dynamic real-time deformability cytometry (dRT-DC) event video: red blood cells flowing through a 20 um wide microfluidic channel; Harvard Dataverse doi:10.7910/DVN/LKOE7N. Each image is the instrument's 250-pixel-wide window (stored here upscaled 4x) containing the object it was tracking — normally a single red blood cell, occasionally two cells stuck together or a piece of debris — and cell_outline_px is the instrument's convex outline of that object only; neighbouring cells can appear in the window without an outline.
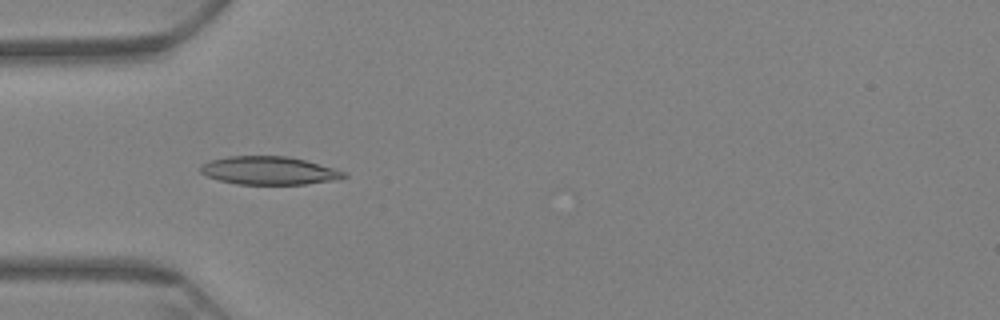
{"species": "Egyptian fruit bat (a non-hibernating species)", "species_latin": "Rousettus aegyptiacus", "temperature_condition": "warm", "stored_images_in_passage": 55, "camera_frame_rate_fps": 3000, "um_per_image_px": 0.085, "animal": {"sex": "female"}, "frame": {"image": 1, "passage_image": 21, "time_ms": 6.667, "image_size_px": [1000, 320], "cell_outline_px": [[348, 176], [336, 180], [304, 184], [236, 184], [220, 180], [208, 176], [200, 172], [200, 164], [212, 160], [228, 156], [288, 156], [304, 160], [332, 168], [344, 172]], "centroid_in_image_um": [22.84, 14.5], "position_along_channel_um": 62.2, "area_um2": 23.29}}
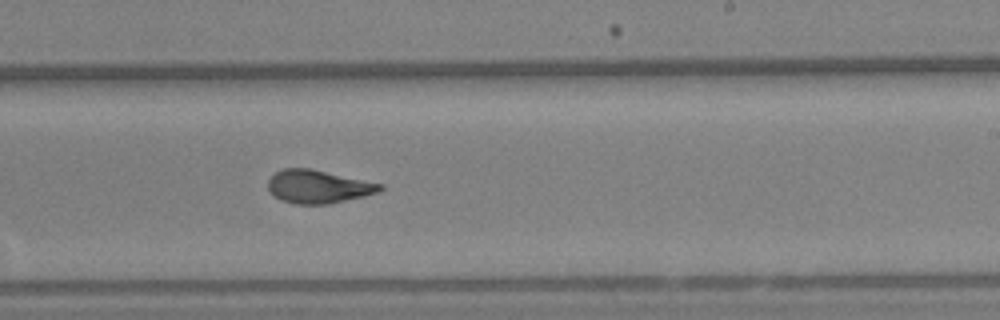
{"frame": {"image": 2, "passage_image": 40, "time_ms": 13.0, "image_size_px": [1000, 320], "cell_outline_px": [[384, 188], [376, 192], [364, 196], [328, 204], [296, 204], [280, 200], [268, 188], [268, 180], [276, 172], [284, 168], [308, 168], [384, 184]], "centroid_in_image_um": [27.05, 15.86], "position_along_channel_um": 262.0, "area_um2": 21.39}}
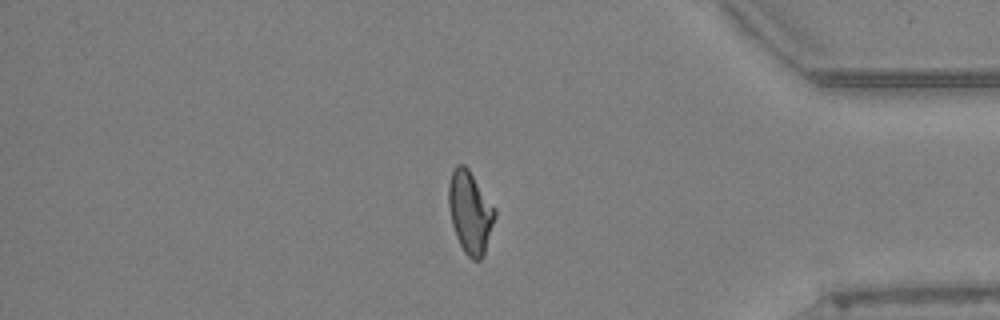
{"frame": {"image": 3, "passage_image": 55, "time_ms": 18.0, "image_size_px": [1000, 320], "cell_outline_px": [[496, 216], [484, 256], [480, 260], [472, 260], [464, 252], [456, 236], [452, 224], [448, 204], [448, 184], [452, 172], [456, 164], [464, 164], [468, 168], [496, 208]], "centroid_in_image_um": [39.97, 18.04], "position_along_channel_um": 395.2, "area_um2": 22.37}, "authors_computed_cell_mechanics": {"area_um2": 22.253, "velocity_mm_per_s": 3.1985, "shape_relaxation_time_tau1_ms": 10.2646, "shape_relaxation_time_tau2_ms": 1.4016, "deformation_change_tau1": 0.2257, "deformation_change_tau2": 0.0721}}